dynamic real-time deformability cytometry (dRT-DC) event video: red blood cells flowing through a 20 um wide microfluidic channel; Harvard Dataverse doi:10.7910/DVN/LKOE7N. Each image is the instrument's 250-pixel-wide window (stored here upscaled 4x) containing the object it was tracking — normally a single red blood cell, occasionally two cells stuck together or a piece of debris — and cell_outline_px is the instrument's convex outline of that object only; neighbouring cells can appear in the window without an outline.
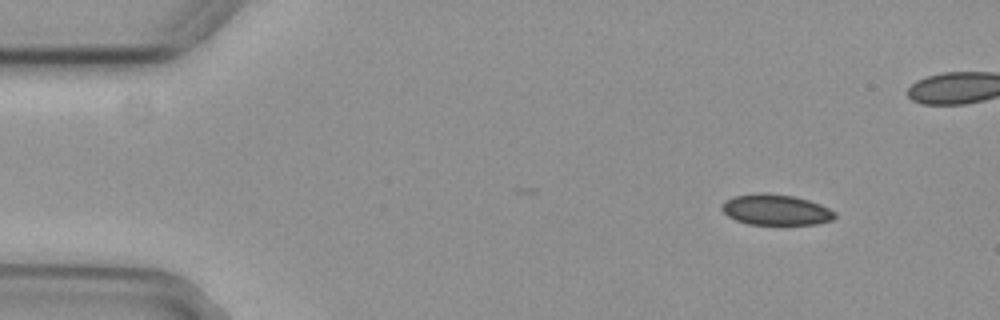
{"species": "common noctule bat (a hibernating species)", "species_latin": "Nyctalus noctula", "temperature_condition": "cold", "stored_images_in_passage": 7, "segment_of_instrument_passage": [1, 2], "camera_frame_rate_fps": 3000, "um_per_image_px": 0.085, "animal": {"sex": "female", "body_mass_g": 29.2, "forearm_length_mm": 56.3}, "frame": {"image": 1, "passage_image": 1, "time_ms": 0.0, "image_size_px": [1000, 320], "cell_outline_px": [[836, 216], [832, 220], [816, 224], [748, 224], [736, 220], [728, 216], [720, 208], [720, 204], [724, 200], [732, 196], [760, 192], [792, 196], [808, 200], [820, 204], [836, 212]], "centroid_in_image_um": [65.9, 17.82], "position_along_channel_um": 19.1, "area_um2": 20.29}}
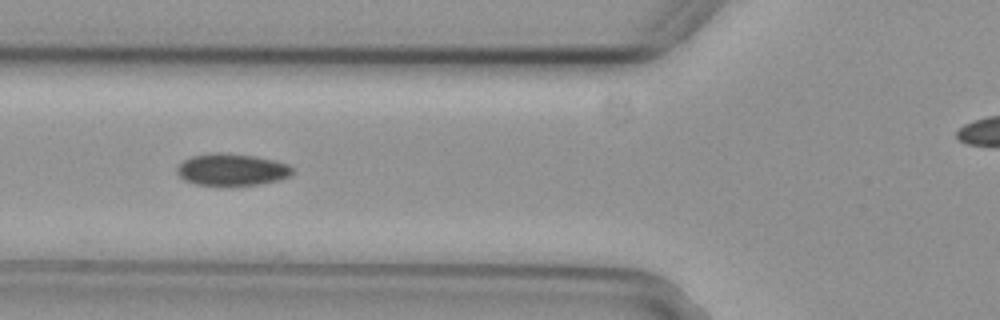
{"frame": {"image": 2, "passage_image": 5, "time_ms": 1.333, "image_size_px": [1000, 320], "cell_outline_px": [[296, 172], [292, 176], [280, 180], [256, 184], [196, 184], [184, 180], [176, 172], [176, 168], [184, 160], [192, 156], [212, 152], [220, 152], [256, 156], [288, 164], [296, 168]], "centroid_in_image_um": [19.76, 14.4], "position_along_channel_um": 106.0, "area_um2": 21.44}}
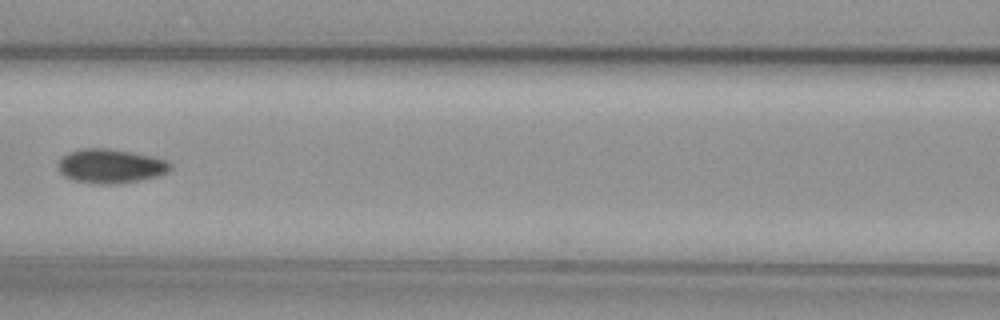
{"frame": {"image": 3, "passage_image": 6, "time_ms": 1.667, "image_size_px": [1000, 320], "cell_outline_px": [[172, 168], [168, 172], [160, 176], [120, 184], [100, 184], [72, 180], [64, 176], [56, 168], [56, 160], [68, 152], [80, 148], [108, 148], [132, 152], [152, 156], [168, 160], [172, 164]], "centroid_in_image_um": [9.38, 14.11], "position_along_channel_um": 157.2, "area_um2": 22.95}}